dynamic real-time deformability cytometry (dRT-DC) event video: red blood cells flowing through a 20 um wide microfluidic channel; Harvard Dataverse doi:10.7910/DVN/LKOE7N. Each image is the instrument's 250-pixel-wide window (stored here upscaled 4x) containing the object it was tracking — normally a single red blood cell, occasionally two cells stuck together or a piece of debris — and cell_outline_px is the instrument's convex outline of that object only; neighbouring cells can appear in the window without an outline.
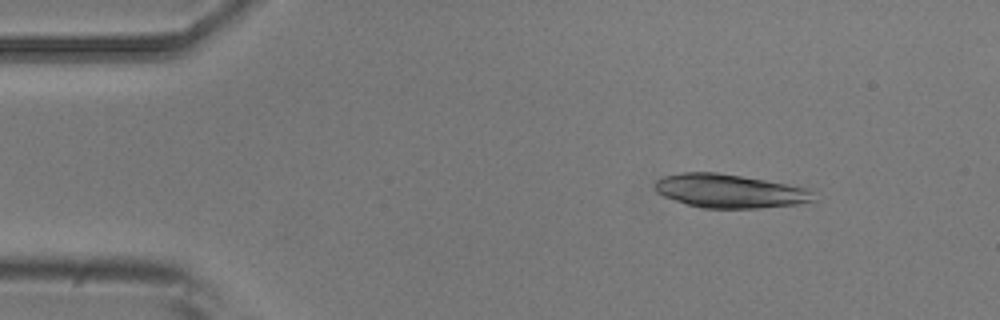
{"species": "common noctule bat (a hibernating species)", "species_latin": "Nyctalus noctula", "temperature_condition": "room temperature", "stored_images_in_passage": 49, "camera_frame_rate_fps": 3000, "um_per_image_px": 0.085, "animal": {"sex": "male", "body_mass_g": 20.5, "forearm_length_mm": 52.5}, "frame": {"image": 1, "passage_image": 6, "time_ms": 1.667, "image_size_px": [1000, 320], "cell_outline_px": [[816, 200], [796, 204], [760, 208], [700, 208], [664, 196], [656, 192], [652, 184], [656, 180], [664, 176], [680, 172], [716, 172], [764, 180], [804, 188], [812, 192]], "centroid_in_image_um": [61.94, 16.24], "position_along_channel_um": 23.1, "area_um2": 30.87}}